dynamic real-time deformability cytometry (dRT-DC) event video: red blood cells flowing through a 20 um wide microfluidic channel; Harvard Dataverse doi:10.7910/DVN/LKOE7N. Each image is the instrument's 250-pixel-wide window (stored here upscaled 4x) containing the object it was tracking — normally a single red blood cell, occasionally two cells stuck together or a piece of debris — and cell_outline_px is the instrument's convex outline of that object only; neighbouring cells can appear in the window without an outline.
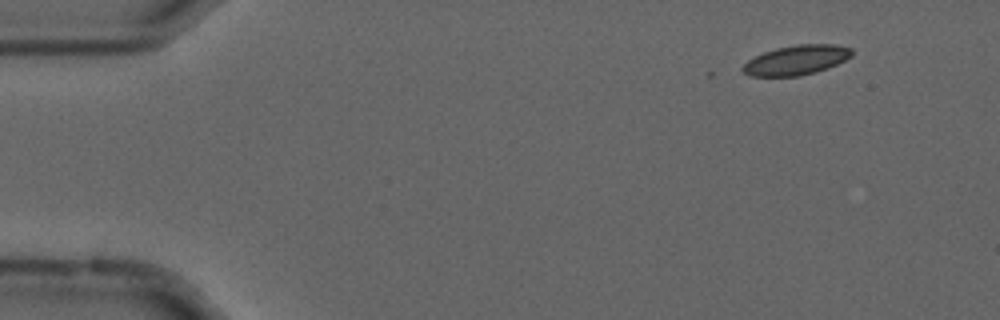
{"species": "common noctule bat (a hibernating species)", "species_latin": "Nyctalus noctula", "temperature_condition": "cold", "stored_images_in_passage": 12, "camera_frame_rate_fps": 3000, "um_per_image_px": 0.085, "animal": {"sex": "male", "forearm_length_mm": 52.5}, "frame": {"image": 1, "passage_image": 1, "time_ms": 0.0, "image_size_px": [1000, 320], "cell_outline_px": [[852, 56], [828, 68], [816, 72], [800, 76], [748, 76], [740, 68], [748, 60], [764, 52], [776, 48], [796, 44], [832, 44], [852, 48]], "centroid_in_image_um": [67.68, 5.11], "position_along_channel_um": 17.3, "area_um2": 18.84}}
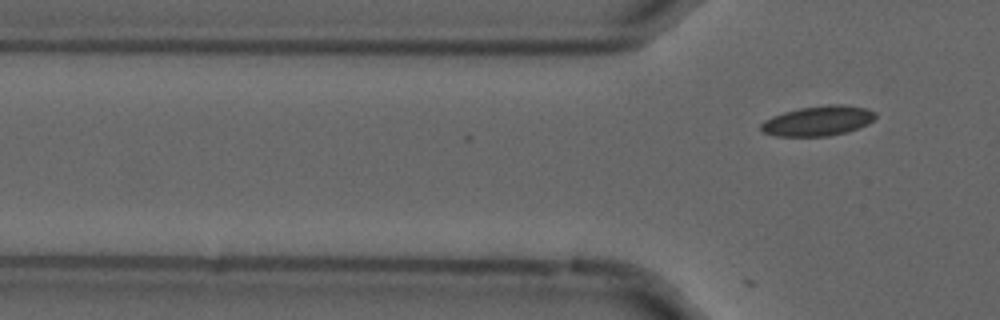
{"frame": {"image": 2, "passage_image": 12, "time_ms": 3.667, "image_size_px": [1000, 320], "cell_outline_px": [[876, 116], [868, 124], [860, 128], [848, 132], [828, 136], [776, 136], [764, 132], [760, 128], [760, 124], [764, 120], [772, 116], [784, 112], [800, 108], [828, 104], [844, 104], [868, 108], [876, 112]], "centroid_in_image_um": [69.57, 10.27], "position_along_channel_um": 56.2, "area_um2": 20.17}}